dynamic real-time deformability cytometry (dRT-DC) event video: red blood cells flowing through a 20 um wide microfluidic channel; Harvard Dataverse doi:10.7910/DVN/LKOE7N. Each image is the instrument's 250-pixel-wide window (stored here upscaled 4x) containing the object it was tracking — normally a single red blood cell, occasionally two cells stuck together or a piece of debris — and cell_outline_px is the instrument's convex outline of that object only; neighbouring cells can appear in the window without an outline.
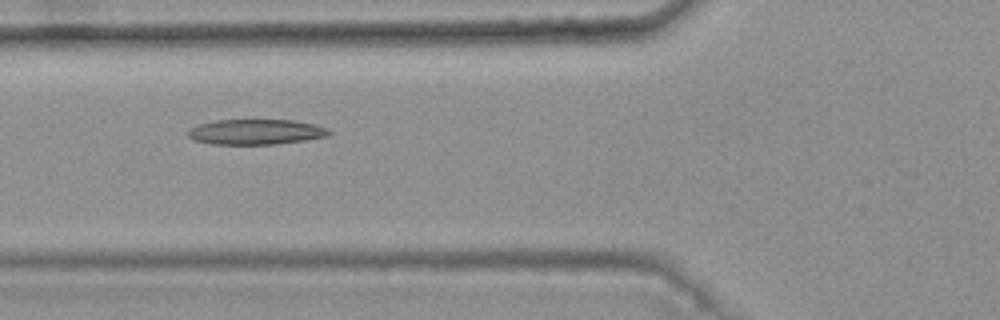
{"species": "common noctule bat (a hibernating species)", "species_latin": "Nyctalus noctula", "temperature_condition": "warm", "stored_images_in_passage": 4, "camera_frame_rate_fps": 3000, "um_per_image_px": 0.085, "animal": {"sex": "female", "body_mass_g": 25.1}, "frame": {"image": 1, "passage_image": 3, "time_ms": 0.667, "image_size_px": [1000, 320], "cell_outline_px": [[332, 132], [328, 136], [304, 140], [276, 144], [208, 144], [192, 140], [184, 132], [188, 128], [200, 124], [216, 120], [296, 120], [316, 124], [328, 128]], "centroid_in_image_um": [21.71, 11.21], "position_along_channel_um": 104.1, "area_um2": 21.1}}
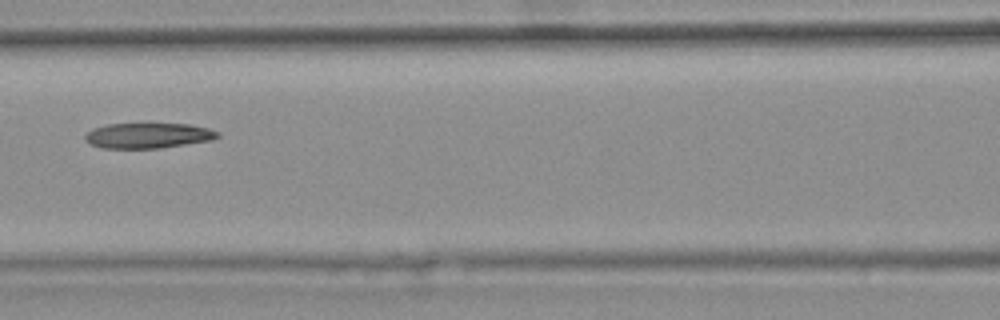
{"frame": {"image": 2, "passage_image": 4, "time_ms": 1.0, "image_size_px": [1000, 320], "cell_outline_px": [[220, 136], [212, 140], [160, 148], [100, 148], [84, 140], [84, 136], [92, 128], [108, 124], [188, 124], [208, 128], [220, 132]], "centroid_in_image_um": [12.59, 11.52], "position_along_channel_um": 154.0, "area_um2": 19.54}}